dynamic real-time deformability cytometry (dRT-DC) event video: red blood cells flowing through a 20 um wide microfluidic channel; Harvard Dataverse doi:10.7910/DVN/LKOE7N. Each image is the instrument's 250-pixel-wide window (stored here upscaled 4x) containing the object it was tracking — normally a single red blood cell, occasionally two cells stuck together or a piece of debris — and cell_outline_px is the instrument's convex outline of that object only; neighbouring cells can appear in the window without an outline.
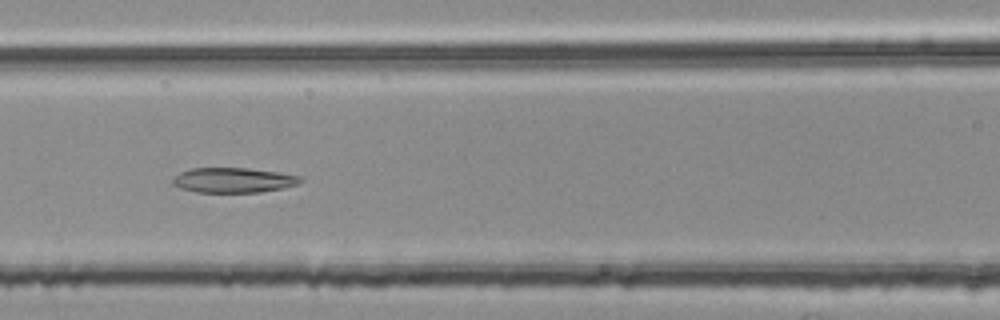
{"species": "common noctule bat (a hibernating species)", "species_latin": "Nyctalus noctula", "temperature_condition": "room temperature", "stored_images_in_passage": 8, "camera_frame_rate_fps": 3000, "um_per_image_px": 0.085, "animal": {"sex": "female", "body_mass_g": 25.1}, "frame": {"image": 1, "passage_image": 6, "time_ms": 1.667, "image_size_px": [1000, 320], "cell_outline_px": [[304, 180], [296, 184], [284, 188], [260, 192], [196, 192], [180, 188], [172, 184], [172, 180], [180, 172], [192, 168], [248, 168], [276, 172], [300, 176]], "centroid_in_image_um": [19.83, 15.31], "position_along_channel_um": 146.8, "area_um2": 18.5}}
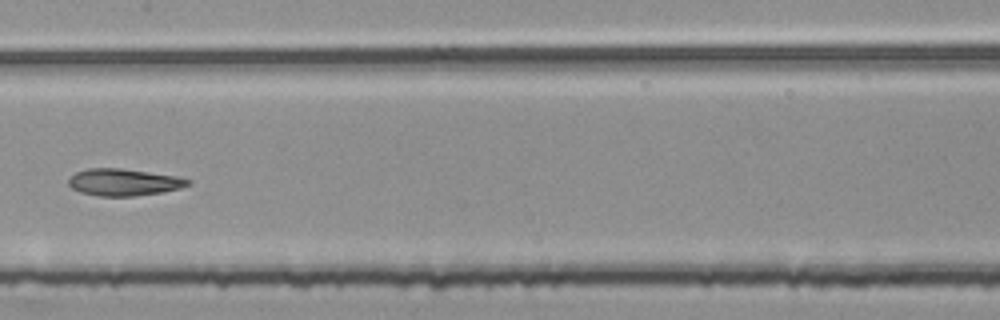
{"frame": {"image": 2, "passage_image": 7, "time_ms": 2.0, "image_size_px": [1000, 320], "cell_outline_px": [[192, 184], [180, 188], [160, 192], [136, 196], [100, 196], [80, 192], [72, 188], [68, 184], [68, 180], [76, 172], [88, 168], [120, 168], [176, 176], [192, 180]], "centroid_in_image_um": [10.53, 15.49], "position_along_channel_um": 196.9, "area_um2": 18.67}}
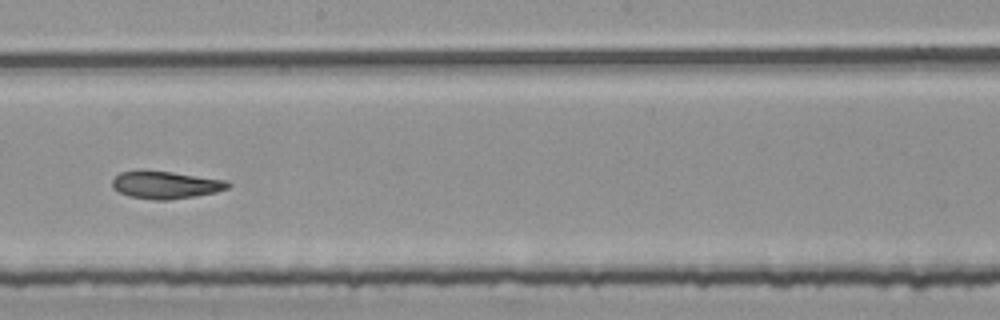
{"frame": {"image": 3, "passage_image": 8, "time_ms": 2.333, "image_size_px": [1000, 320], "cell_outline_px": [[232, 184], [228, 188], [216, 192], [168, 200], [156, 200], [128, 196], [112, 188], [112, 180], [120, 172], [172, 172], [228, 180]], "centroid_in_image_um": [14.12, 15.73], "position_along_channel_um": 234.1, "area_um2": 18.15}}